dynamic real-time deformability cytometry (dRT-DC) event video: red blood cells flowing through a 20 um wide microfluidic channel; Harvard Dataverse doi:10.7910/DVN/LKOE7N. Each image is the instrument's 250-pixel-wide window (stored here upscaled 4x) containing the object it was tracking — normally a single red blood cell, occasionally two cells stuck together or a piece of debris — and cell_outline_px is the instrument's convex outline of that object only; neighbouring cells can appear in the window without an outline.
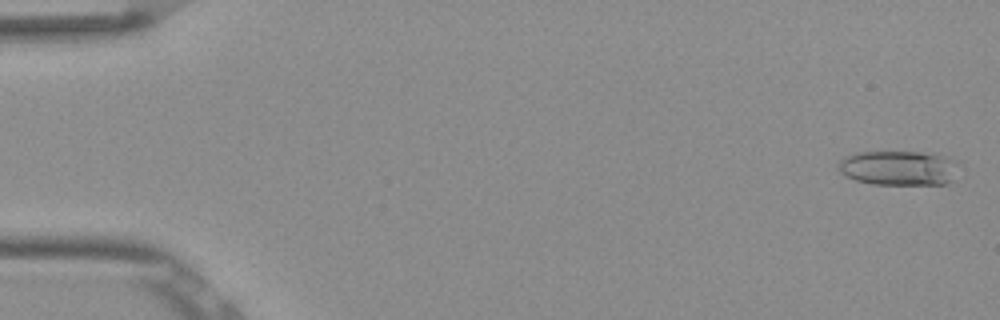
{"species": "Egyptian fruit bat (a non-hibernating species)", "species_latin": "Rousettus aegyptiacus", "temperature_condition": "room temperature", "stored_images_in_passage": 53, "camera_frame_rate_fps": 3000, "um_per_image_px": 0.085, "frame": {"image": 1, "passage_image": 2, "time_ms": 0.333, "image_size_px": [1000, 320], "cell_outline_px": [[960, 164], [952, 180], [944, 184], [872, 184], [856, 180], [844, 176], [840, 172], [840, 160], [844, 156], [852, 152], [936, 152], [956, 160]], "centroid_in_image_um": [76.42, 14.26], "position_along_channel_um": 8.6, "area_um2": 24.74}}
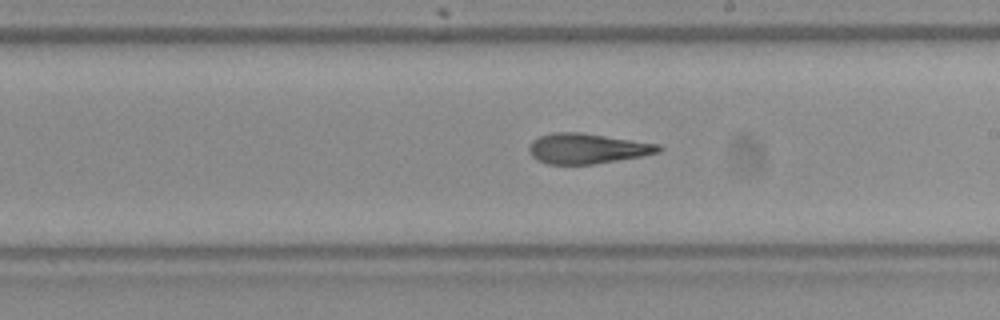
{"frame": {"image": 2, "passage_image": 31, "time_ms": 10.0, "image_size_px": [1000, 320], "cell_outline_px": [[664, 148], [660, 152], [640, 156], [592, 164], [548, 164], [536, 160], [532, 156], [528, 148], [532, 140], [540, 136], [552, 132], [580, 132], [660, 144]], "centroid_in_image_um": [49.9, 12.62], "position_along_channel_um": 239.1, "area_um2": 22.77}}
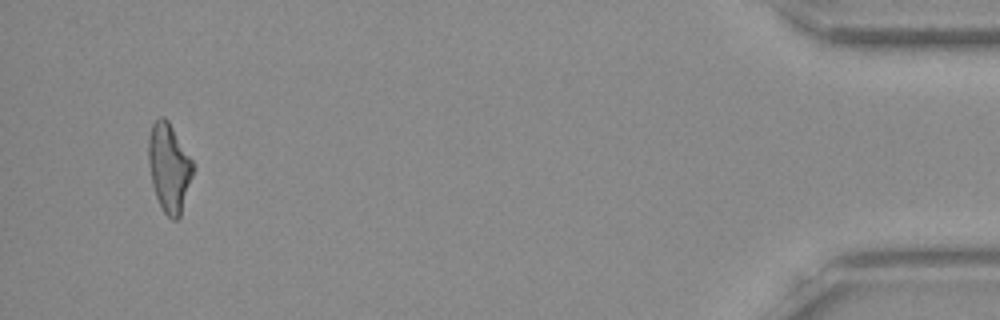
{"frame": {"image": 3, "passage_image": 51, "time_ms": 16.667, "image_size_px": [1000, 320], "cell_outline_px": [[192, 176], [180, 216], [176, 220], [172, 220], [164, 212], [156, 196], [152, 184], [148, 164], [148, 136], [152, 124], [160, 116], [164, 116], [168, 120], [192, 160]], "centroid_in_image_um": [14.34, 14.23], "position_along_channel_um": 420.9, "area_um2": 22.72}, "authors_computed_cell_mechanics": {"area_um2": 23.12, "velocity_mm_per_s": 3.8721, "shape_relaxation_time_tau1_ms": 5.4618, "shape_relaxation_time_tau2_ms": 2.8658, "deformation_change_tau1": 0.2011, "deformation_change_tau2": 0.147}}